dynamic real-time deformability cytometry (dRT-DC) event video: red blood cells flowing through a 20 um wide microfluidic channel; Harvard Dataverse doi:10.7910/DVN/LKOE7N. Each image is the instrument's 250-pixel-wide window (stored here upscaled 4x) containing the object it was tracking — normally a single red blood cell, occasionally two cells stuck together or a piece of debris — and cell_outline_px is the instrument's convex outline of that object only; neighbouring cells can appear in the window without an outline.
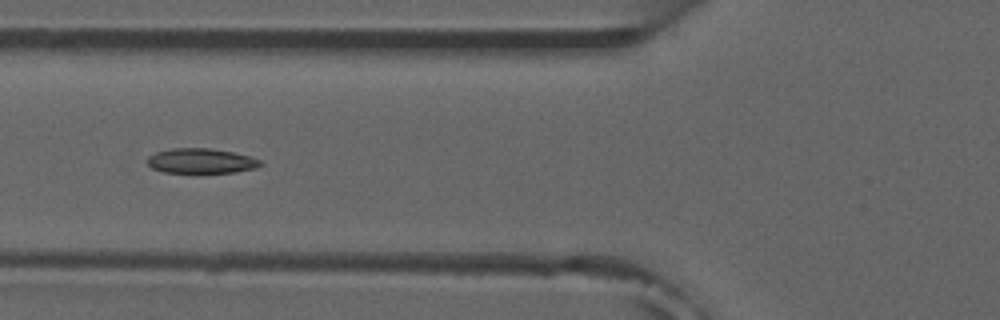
{"species": "common noctule bat (a hibernating species)", "species_latin": "Nyctalus noctula", "temperature_condition": "room temperature", "stored_images_in_passage": 6, "camera_frame_rate_fps": 3000, "um_per_image_px": 0.085, "animal": {"sex": "male", "forearm_length_mm": 52.5}, "frame": {"image": 1, "passage_image": 4, "time_ms": 3.667, "image_size_px": [1000, 320], "cell_outline_px": [[264, 164], [256, 168], [236, 172], [164, 172], [152, 168], [148, 164], [148, 156], [156, 152], [172, 148], [208, 148], [232, 152], [252, 156], [260, 160]], "centroid_in_image_um": [17.13, 13.67], "position_along_channel_um": 108.7, "area_um2": 16.36}}
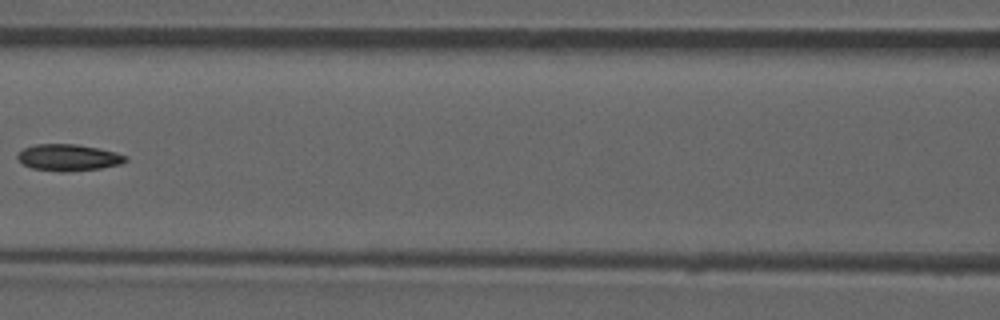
{"frame": {"image": 2, "passage_image": 5, "time_ms": 5.0, "image_size_px": [1000, 320], "cell_outline_px": [[128, 160], [120, 164], [100, 168], [64, 172], [60, 172], [32, 168], [24, 164], [16, 156], [24, 148], [36, 144], [76, 144], [116, 152], [128, 156]], "centroid_in_image_um": [5.84, 13.39], "position_along_channel_um": 160.8, "area_um2": 16.59}}